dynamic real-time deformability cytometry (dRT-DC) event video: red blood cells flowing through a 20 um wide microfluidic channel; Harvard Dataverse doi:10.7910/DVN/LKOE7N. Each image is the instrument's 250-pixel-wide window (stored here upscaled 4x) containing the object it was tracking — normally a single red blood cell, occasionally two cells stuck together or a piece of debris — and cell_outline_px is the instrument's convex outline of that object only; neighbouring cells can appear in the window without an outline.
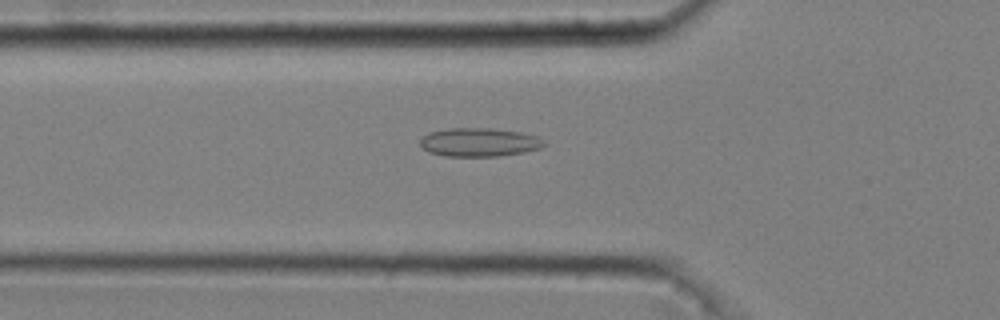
{"species": "common noctule bat (a hibernating species)", "species_latin": "Nyctalus noctula", "temperature_condition": "cold", "stored_images_in_passage": 34, "camera_frame_rate_fps": 3000, "um_per_image_px": 0.085, "animal": {"sex": "male", "body_mass_g": 20.4}, "frame": {"image": 1, "passage_image": 3, "time_ms": 0.667, "image_size_px": [1000, 320], "cell_outline_px": [[548, 144], [540, 148], [524, 152], [500, 156], [444, 156], [428, 152], [420, 144], [420, 140], [424, 136], [432, 132], [448, 128], [492, 128], [520, 132], [536, 136], [544, 140]], "centroid_in_image_um": [40.76, 12.09], "position_along_channel_um": 85.0, "area_um2": 20.63}}
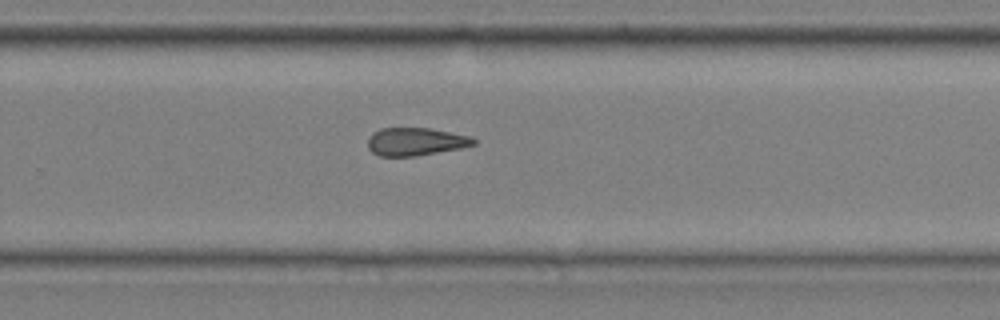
{"frame": {"image": 2, "passage_image": 20, "time_ms": 6.333, "image_size_px": [1000, 320], "cell_outline_px": [[476, 144], [460, 148], [416, 156], [380, 156], [372, 152], [368, 148], [368, 136], [372, 132], [380, 128], [428, 128], [472, 136], [476, 140]], "centroid_in_image_um": [35.31, 12.03], "position_along_channel_um": 294.5, "area_um2": 17.28}}
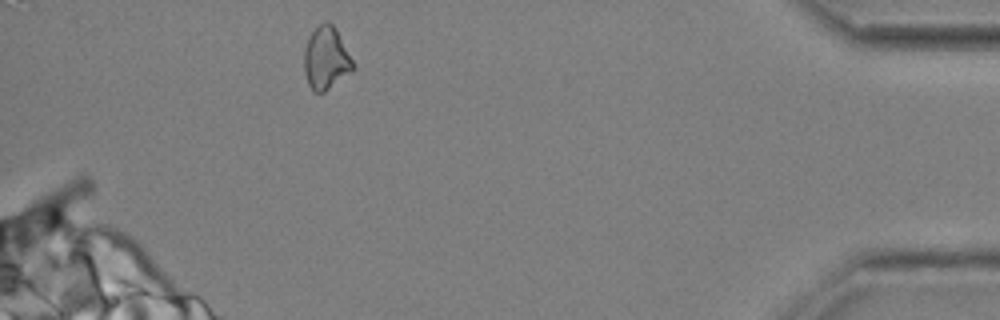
{"frame": {"image": 3, "passage_image": 33, "time_ms": 10.667, "image_size_px": [1000, 320], "cell_outline_px": [[356, 68], [352, 72], [324, 92], [312, 92], [308, 84], [304, 72], [304, 48], [312, 32], [324, 20], [328, 20], [336, 28]], "centroid_in_image_um": [27.72, 4.96], "position_along_channel_um": 407.5, "area_um2": 17.92}, "authors_computed_cell_mechanics": {"area_um2": 17.8891, "velocity_mm_per_s": 3.6915, "shape_relaxation_time_tau1_ms": null, "shape_relaxation_time_tau2_ms": 3.0004, "deformation_change_tau1": null, "deformation_change_tau2": 0.1123}}